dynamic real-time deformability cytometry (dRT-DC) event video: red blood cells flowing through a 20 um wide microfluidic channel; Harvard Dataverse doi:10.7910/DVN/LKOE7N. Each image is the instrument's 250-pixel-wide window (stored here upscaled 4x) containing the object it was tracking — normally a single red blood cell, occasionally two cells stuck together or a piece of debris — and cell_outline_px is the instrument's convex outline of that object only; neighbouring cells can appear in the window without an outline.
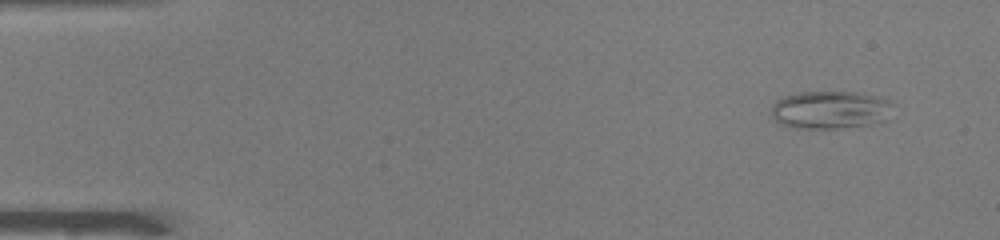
{"species": "common noctule bat (a hibernating species)", "species_latin": "Nyctalus noctula", "temperature_condition": "warm", "stored_images_in_passage": 48, "camera_frame_rate_fps": 3000, "um_per_image_px": 0.085, "animal": {"sex": "male", "body_mass_g": 19.0, "forearm_length_mm": 50.8}, "frame": {"image": 1, "passage_image": 1, "time_ms": 0.0, "image_size_px": [1000, 240], "cell_outline_px": [[892, 104], [884, 120], [868, 124], [836, 128], [796, 128], [780, 124], [772, 116], [772, 104], [776, 100], [784, 96], [800, 92], [860, 92], [880, 96], [892, 100]], "centroid_in_image_um": [70.55, 9.31], "position_along_channel_um": 14.5, "area_um2": 26.76}}
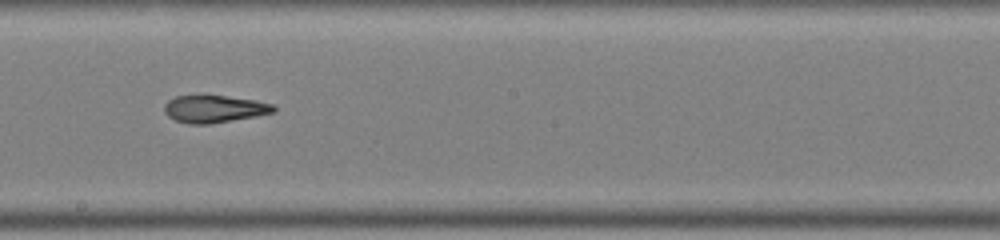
{"frame": {"image": 2, "passage_image": 26, "time_ms": 8.333, "image_size_px": [1000, 240], "cell_outline_px": [[276, 108], [272, 112], [256, 116], [208, 124], [188, 124], [176, 120], [168, 116], [164, 112], [164, 104], [168, 100], [176, 96], [204, 92], [256, 100], [276, 104]], "centroid_in_image_um": [18.18, 9.2], "position_along_channel_um": 230.0, "area_um2": 18.15}}
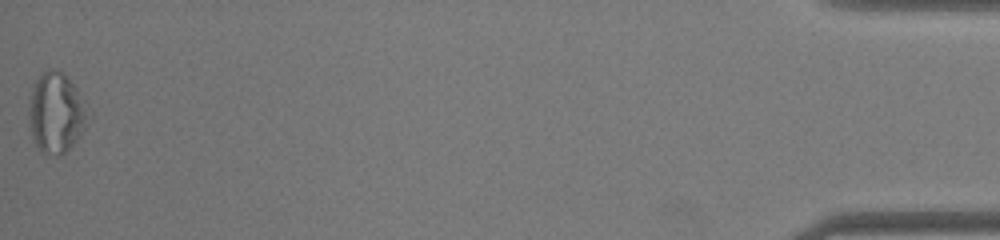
{"frame": {"image": 3, "passage_image": 48, "time_ms": 15.667, "image_size_px": [1000, 240], "cell_outline_px": [[92, 116], [80, 136], [60, 156], [56, 156], [40, 152], [32, 136], [28, 112], [32, 84], [48, 68], [56, 68], [76, 88], [92, 112]], "centroid_in_image_um": [4.8, 9.6], "position_along_channel_um": 430.4, "area_um2": 27.86}, "authors_computed_cell_mechanics": {"area_um2": 20.2878, "velocity_mm_per_s": 3.9899, "shape_relaxation_time_tau1_ms": null, "shape_relaxation_time_tau2_ms": 4.4996, "deformation_change_tau1": null, "deformation_change_tau2": 0.1437}}